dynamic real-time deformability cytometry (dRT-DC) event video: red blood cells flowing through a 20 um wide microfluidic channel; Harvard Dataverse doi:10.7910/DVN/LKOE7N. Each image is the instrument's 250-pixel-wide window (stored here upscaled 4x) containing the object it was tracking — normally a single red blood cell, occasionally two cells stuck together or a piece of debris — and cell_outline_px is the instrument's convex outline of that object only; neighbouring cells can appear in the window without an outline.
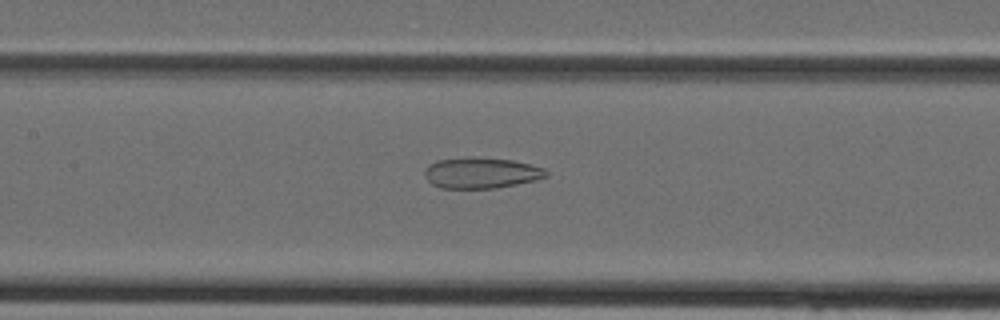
{"species": "Egyptian fruit bat (a non-hibernating species)", "species_latin": "Rousettus aegyptiacus", "temperature_condition": "cold", "stored_images_in_passage": 36, "camera_frame_rate_fps": 3000, "um_per_image_px": 0.085, "animal": {"sex": "female"}, "frame": {"image": 1, "passage_image": 15, "time_ms": 4.667, "image_size_px": [1000, 320], "cell_outline_px": [[548, 176], [536, 180], [516, 184], [492, 188], [440, 188], [432, 184], [424, 176], [424, 168], [428, 164], [436, 160], [464, 156], [476, 156], [512, 160], [544, 168], [548, 172]], "centroid_in_image_um": [40.85, 14.67], "position_along_channel_um": 166.6, "area_um2": 22.2}}
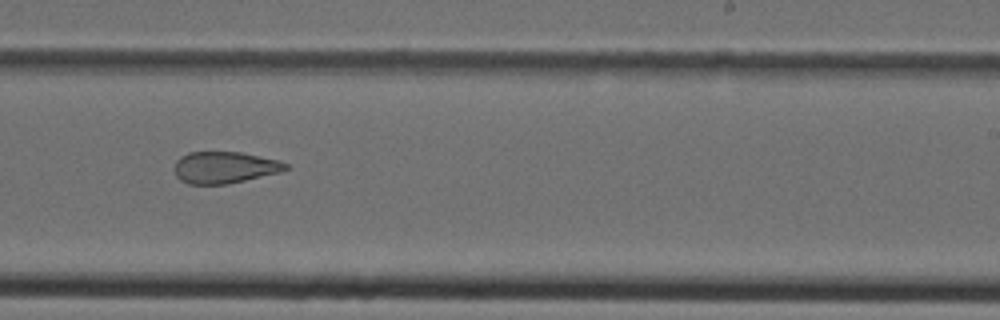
{"frame": {"image": 2, "passage_image": 21, "time_ms": 6.667, "image_size_px": [1000, 320], "cell_outline_px": [[288, 168], [280, 172], [228, 184], [188, 184], [180, 180], [176, 176], [176, 160], [180, 156], [188, 152], [240, 152], [280, 160], [288, 164]], "centroid_in_image_um": [19.09, 14.23], "position_along_channel_um": 269.9, "area_um2": 20.52}}
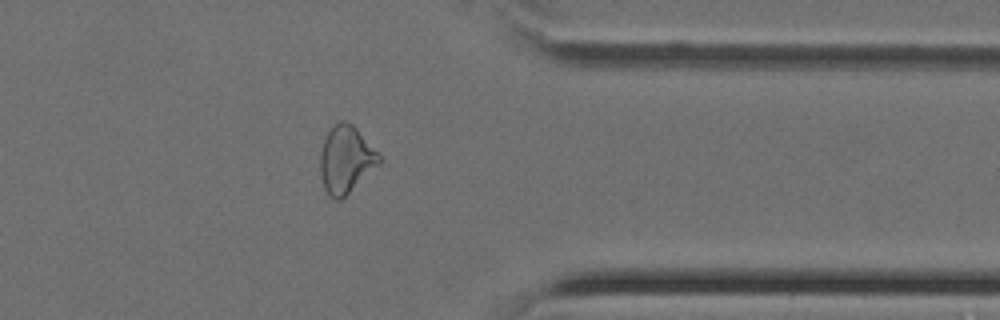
{"frame": {"image": 3, "passage_image": 28, "time_ms": 9.0, "image_size_px": [1000, 320], "cell_outline_px": [[380, 164], [340, 200], [336, 200], [328, 196], [324, 188], [320, 172], [320, 152], [324, 140], [332, 124], [340, 120], [344, 120], [352, 124], [356, 128], [380, 156]], "centroid_in_image_um": [29.37, 13.56], "position_along_channel_um": 382.0, "area_um2": 22.89}}